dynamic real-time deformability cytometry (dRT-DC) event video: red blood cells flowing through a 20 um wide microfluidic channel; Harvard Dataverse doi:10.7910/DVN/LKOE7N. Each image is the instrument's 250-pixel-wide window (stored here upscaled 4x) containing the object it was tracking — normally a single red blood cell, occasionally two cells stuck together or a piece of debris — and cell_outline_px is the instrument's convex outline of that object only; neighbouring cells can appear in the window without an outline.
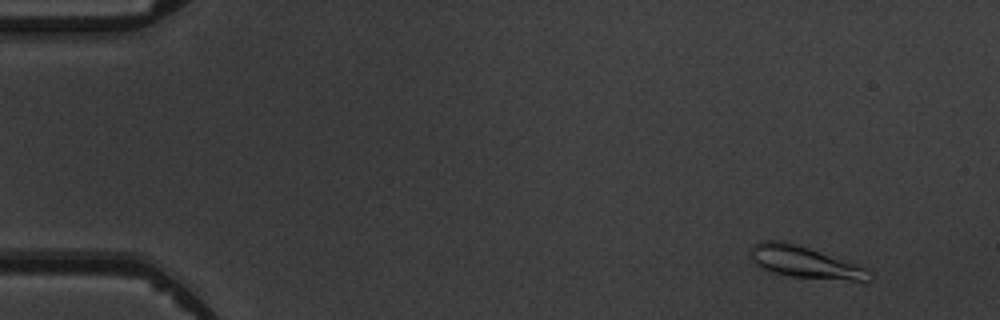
{"species": "common noctule bat (a hibernating species)", "species_latin": "Nyctalus noctula", "temperature_condition": "warm", "stored_images_in_passage": 5, "camera_frame_rate_fps": 3000, "um_per_image_px": 0.085, "animal": {"sex": "male", "body_mass_g": 19.5, "forearm_length_mm": 54.6}, "frame": {"image": 1, "passage_image": 2, "time_ms": 1.333, "image_size_px": [1000, 320], "cell_outline_px": [[872, 276], [868, 284], [864, 284], [792, 276], [772, 272], [760, 268], [752, 260], [748, 252], [756, 244], [764, 240], [784, 240], [848, 260], [872, 268]], "centroid_in_image_um": [68.6, 22.33], "position_along_channel_um": 16.4, "area_um2": 23.24}}